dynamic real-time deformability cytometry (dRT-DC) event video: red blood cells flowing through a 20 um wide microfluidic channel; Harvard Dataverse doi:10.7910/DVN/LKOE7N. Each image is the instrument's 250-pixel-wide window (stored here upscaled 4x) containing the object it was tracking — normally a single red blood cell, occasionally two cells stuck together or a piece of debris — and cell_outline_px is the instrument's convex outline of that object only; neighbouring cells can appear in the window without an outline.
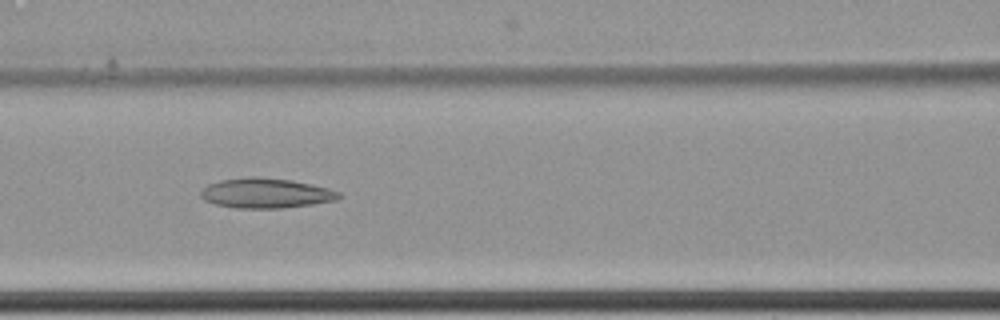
{"species": "common noctule bat (a hibernating species)", "species_latin": "Nyctalus noctula", "temperature_condition": "cold", "stored_images_in_passage": 7, "camera_frame_rate_fps": 3000, "um_per_image_px": 0.085, "animal": {"sex": "female", "body_mass_g": 22.7, "forearm_length_mm": 54.2}, "frame": {"image": 1, "passage_image": 3, "time_ms": 0.667, "image_size_px": [1000, 320], "cell_outline_px": [[344, 196], [336, 200], [312, 204], [280, 208], [236, 208], [216, 204], [204, 200], [200, 196], [200, 192], [208, 184], [220, 180], [248, 176], [256, 176], [292, 180], [328, 188], [340, 192]], "centroid_in_image_um": [22.6, 16.41], "position_along_channel_um": 144.0, "area_um2": 24.16}}
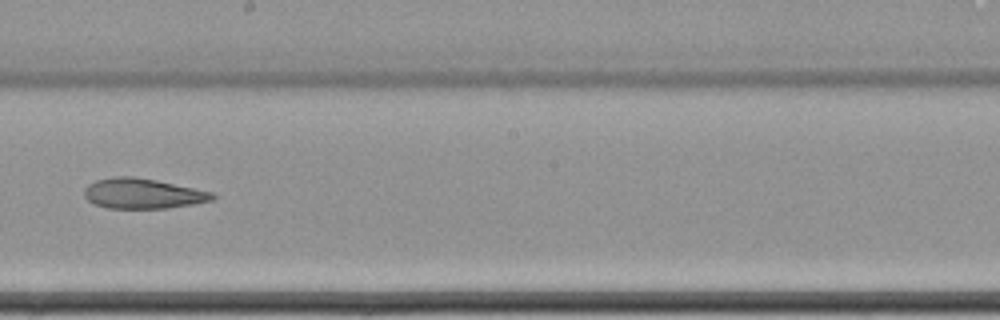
{"frame": {"image": 2, "passage_image": 5, "time_ms": 1.333, "image_size_px": [1000, 320], "cell_outline_px": [[216, 200], [168, 208], [108, 208], [92, 204], [84, 196], [84, 188], [88, 184], [96, 180], [112, 176], [132, 176], [156, 180], [212, 192], [216, 196]], "centroid_in_image_um": [12.11, 16.45], "position_along_channel_um": 236.1, "area_um2": 22.66}}
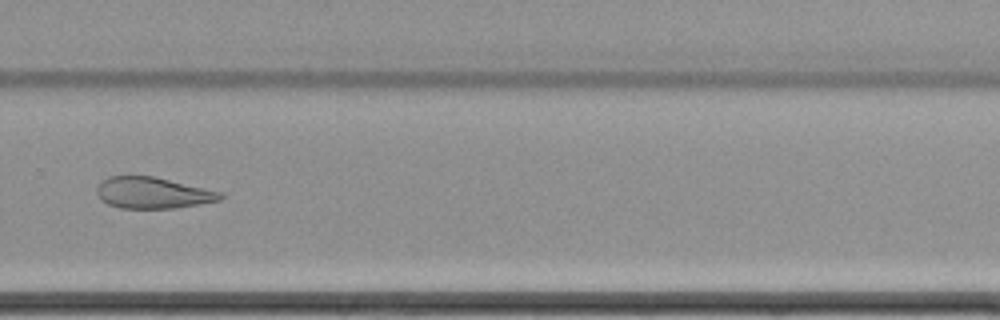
{"frame": {"image": 3, "passage_image": 7, "time_ms": 2.0, "image_size_px": [1000, 320], "cell_outline_px": [[224, 196], [220, 200], [176, 208], [120, 208], [108, 204], [100, 200], [96, 192], [96, 188], [100, 180], [108, 176], [152, 176], [204, 188], [220, 192]], "centroid_in_image_um": [12.91, 16.39], "position_along_channel_um": 316.9, "area_um2": 22.43}}